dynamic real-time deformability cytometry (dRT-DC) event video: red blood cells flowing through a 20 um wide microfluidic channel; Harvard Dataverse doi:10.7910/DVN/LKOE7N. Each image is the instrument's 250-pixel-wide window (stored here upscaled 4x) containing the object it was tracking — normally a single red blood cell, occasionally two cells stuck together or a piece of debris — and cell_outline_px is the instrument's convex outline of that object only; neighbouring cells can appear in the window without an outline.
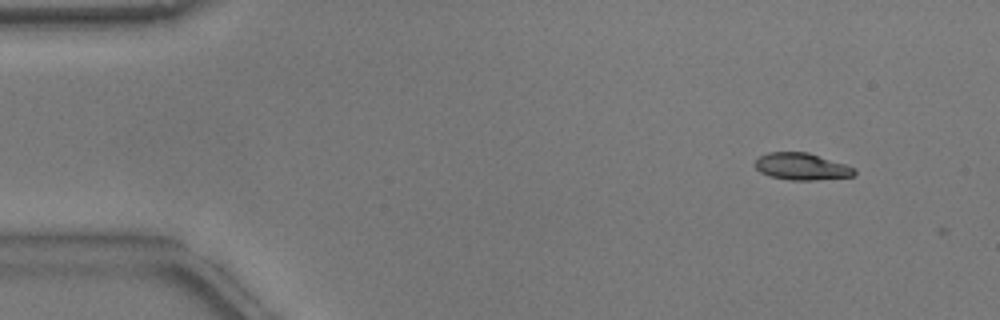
{"species": "common noctule bat (a hibernating species)", "species_latin": "Nyctalus noctula", "temperature_condition": "warm", "stored_images_in_passage": 9, "camera_frame_rate_fps": 3000, "um_per_image_px": 0.085, "animal": {"sex": "male", "body_mass_g": 17.9}, "frame": {"image": 1, "passage_image": 6, "time_ms": 1.667, "image_size_px": [1000, 320], "cell_outline_px": [[856, 172], [852, 176], [816, 180], [792, 180], [772, 176], [760, 172], [752, 164], [760, 156], [768, 152], [808, 152], [856, 168]], "centroid_in_image_um": [68.13, 14.15], "position_along_channel_um": 16.9, "area_um2": 15.49}}